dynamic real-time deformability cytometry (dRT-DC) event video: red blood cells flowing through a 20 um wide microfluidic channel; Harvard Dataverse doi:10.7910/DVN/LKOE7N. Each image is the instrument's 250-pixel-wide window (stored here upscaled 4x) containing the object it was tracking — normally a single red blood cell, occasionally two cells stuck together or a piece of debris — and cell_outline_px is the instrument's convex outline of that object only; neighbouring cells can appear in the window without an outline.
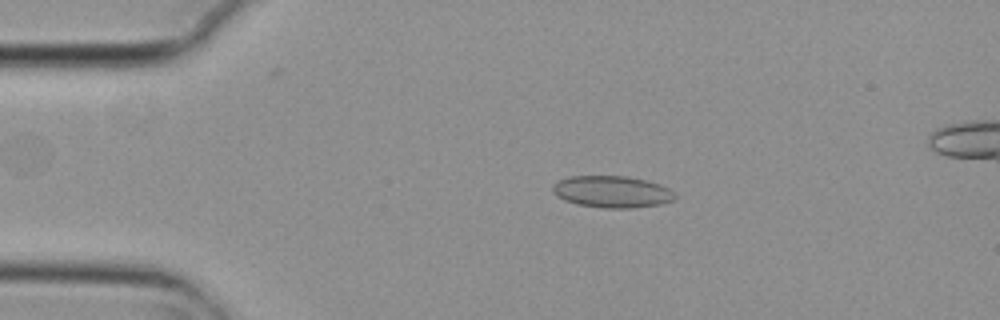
{"species": "common noctule bat (a hibernating species)", "species_latin": "Nyctalus noctula", "temperature_condition": "cold", "stored_images_in_passage": 5, "camera_frame_rate_fps": 3000, "um_per_image_px": 0.085, "animal": {"sex": "female", "body_mass_g": 29.2, "forearm_length_mm": 56.3}, "frame": {"image": 1, "passage_image": 2, "time_ms": 0.333, "image_size_px": [1000, 320], "cell_outline_px": [[676, 196], [672, 200], [660, 204], [632, 208], [604, 208], [576, 204], [564, 200], [556, 196], [552, 192], [552, 188], [560, 180], [568, 176], [628, 176], [660, 184], [676, 192]], "centroid_in_image_um": [52.02, 16.3], "position_along_channel_um": 33.0, "area_um2": 22.66}}
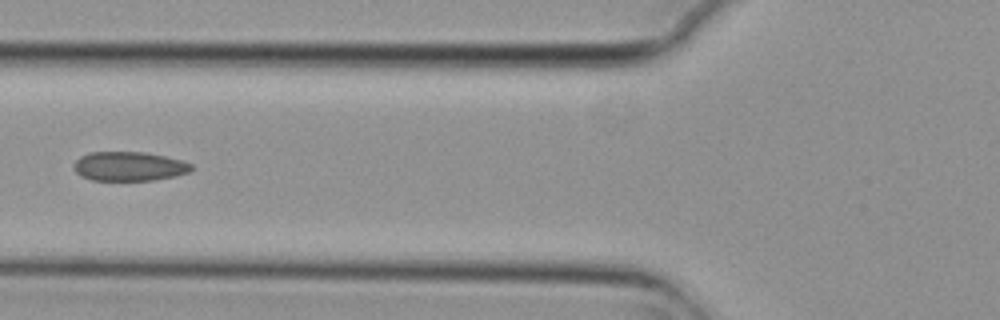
{"frame": {"image": 2, "passage_image": 5, "time_ms": 1.333, "image_size_px": [1000, 320], "cell_outline_px": [[196, 168], [188, 172], [176, 176], [152, 180], [92, 180], [80, 176], [72, 168], [76, 160], [80, 156], [88, 152], [144, 152], [184, 160], [192, 164]], "centroid_in_image_um": [10.98, 14.13], "position_along_channel_um": 114.8, "area_um2": 20.23}}